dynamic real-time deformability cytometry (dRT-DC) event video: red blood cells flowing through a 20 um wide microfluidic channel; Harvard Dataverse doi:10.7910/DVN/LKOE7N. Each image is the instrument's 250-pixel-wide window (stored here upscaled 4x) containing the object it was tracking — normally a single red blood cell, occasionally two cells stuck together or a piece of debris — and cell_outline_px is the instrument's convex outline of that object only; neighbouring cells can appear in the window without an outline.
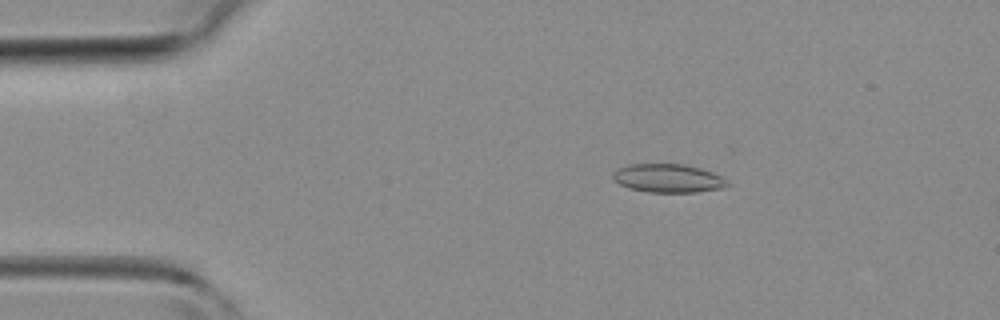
{"species": "common noctule bat (a hibernating species)", "species_latin": "Nyctalus noctula", "temperature_condition": "room temperature", "stored_images_in_passage": 13, "camera_frame_rate_fps": 3000, "um_per_image_px": 0.085, "animal": {"sex": "female", "body_mass_g": 19.3, "forearm_length_mm": 54.1}, "frame": {"image": 1, "passage_image": 8, "time_ms": 2.333, "image_size_px": [1000, 320], "cell_outline_px": [[728, 184], [720, 188], [696, 192], [648, 192], [628, 188], [620, 184], [612, 176], [612, 172], [616, 168], [628, 164], [680, 164], [700, 168], [712, 172], [728, 180]], "centroid_in_image_um": [56.74, 15.14], "position_along_channel_um": 28.3, "area_um2": 18.9}}